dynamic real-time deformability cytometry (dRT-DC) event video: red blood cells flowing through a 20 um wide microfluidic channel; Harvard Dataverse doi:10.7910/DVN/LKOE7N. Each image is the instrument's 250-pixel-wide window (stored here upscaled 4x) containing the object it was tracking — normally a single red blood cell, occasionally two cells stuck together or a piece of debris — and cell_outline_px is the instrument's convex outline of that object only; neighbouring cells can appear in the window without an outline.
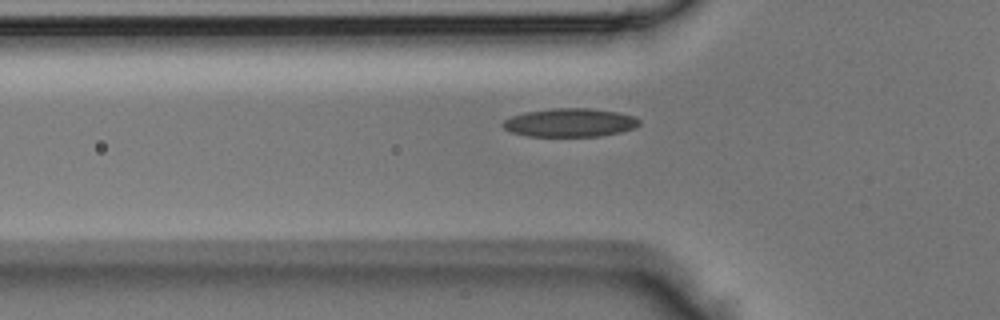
{"species": "Egyptian fruit bat (a non-hibernating species)", "species_latin": "Rousettus aegyptiacus", "temperature_condition": "room temperature", "stored_images_in_passage": 30, "camera_frame_rate_fps": 3000, "um_per_image_px": 0.085, "animal": {"sex": "male"}, "frame": {"image": 1, "passage_image": 6, "time_ms": 1.667, "image_size_px": [1000, 320], "cell_outline_px": [[640, 124], [636, 128], [620, 132], [600, 136], [528, 136], [512, 132], [504, 128], [500, 124], [504, 120], [512, 116], [524, 112], [552, 108], [588, 108], [620, 112], [636, 116], [640, 120]], "centroid_in_image_um": [48.48, 10.41], "position_along_channel_um": 77.3, "area_um2": 22.83}}
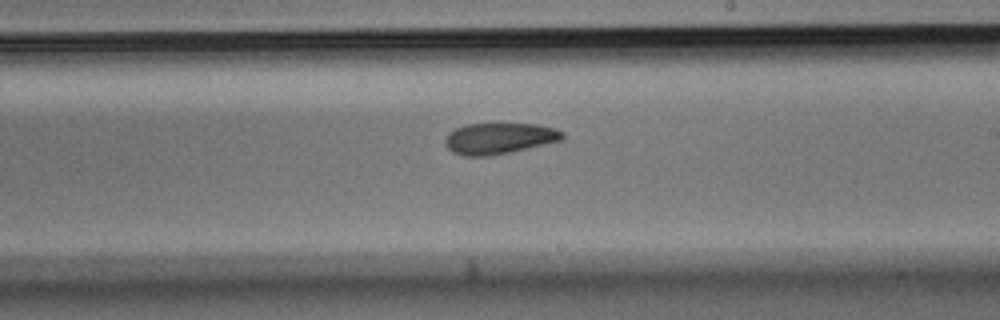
{"frame": {"image": 2, "passage_image": 17, "time_ms": 5.333, "image_size_px": [1000, 320], "cell_outline_px": [[564, 136], [560, 140], [512, 152], [492, 156], [464, 156], [452, 152], [444, 144], [444, 140], [448, 132], [456, 128], [468, 124], [536, 124], [556, 128], [564, 132]], "centroid_in_image_um": [42.4, 11.77], "position_along_channel_um": 246.6, "area_um2": 21.33}}
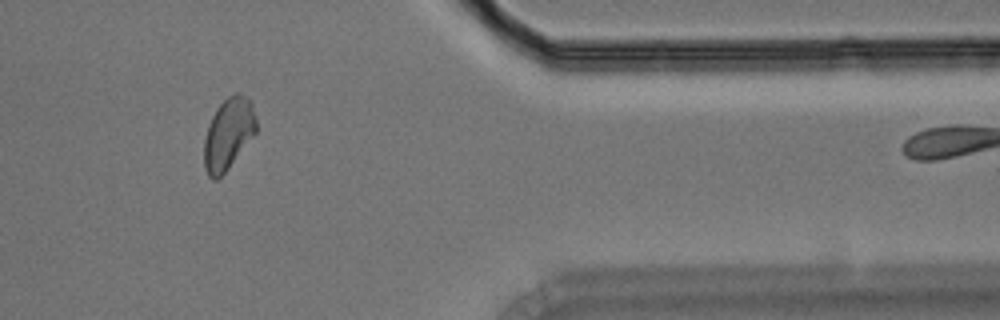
{"frame": {"image": 3, "passage_image": 28, "time_ms": 9.0, "image_size_px": [1000, 320], "cell_outline_px": [[256, 132], [228, 168], [216, 180], [212, 180], [208, 176], [204, 168], [204, 136], [208, 124], [216, 108], [228, 96], [236, 92], [240, 92], [248, 96], [252, 100], [256, 120]], "centroid_in_image_um": [19.4, 11.33], "position_along_channel_um": 392.0, "area_um2": 21.91}}